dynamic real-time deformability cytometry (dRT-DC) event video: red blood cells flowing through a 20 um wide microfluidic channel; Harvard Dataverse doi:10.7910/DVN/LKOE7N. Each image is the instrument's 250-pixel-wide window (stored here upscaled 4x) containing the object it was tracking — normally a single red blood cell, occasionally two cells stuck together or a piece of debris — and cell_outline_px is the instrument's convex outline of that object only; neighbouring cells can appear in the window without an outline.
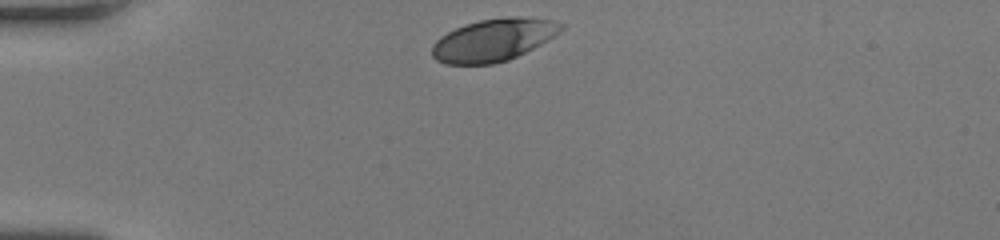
{"species": "human", "species_latin": "Homo sapiens", "temperature_condition": "room temperature", "stored_images_in_passage": 29, "camera_frame_rate_fps": 3000, "um_per_image_px": 0.085, "donor": {"sex": "female"}, "frame": {"image": 1, "passage_image": 1, "time_ms": 0.0, "image_size_px": [1000, 240], "cell_outline_px": [[564, 28], [560, 32], [548, 40], [508, 60], [492, 64], [444, 64], [436, 60], [432, 56], [432, 44], [440, 36], [464, 24], [480, 20], [508, 16], [520, 16], [552, 20], [564, 24]], "centroid_in_image_um": [41.93, 3.39], "position_along_channel_um": 43.1, "area_um2": 31.91}}
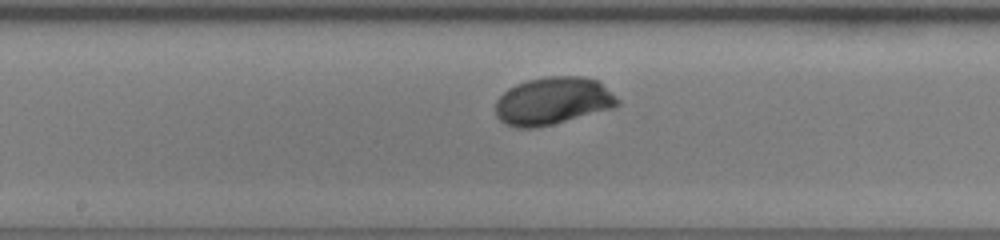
{"frame": {"image": 2, "passage_image": 15, "time_ms": 4.667, "image_size_px": [1000, 240], "cell_outline_px": [[620, 104], [612, 108], [552, 124], [532, 128], [516, 128], [504, 124], [496, 116], [496, 100], [508, 88], [516, 84], [528, 80], [548, 76], [584, 76], [596, 80], [612, 92], [620, 100]], "centroid_in_image_um": [46.97, 8.58], "position_along_channel_um": 201.2, "area_um2": 33.76}}
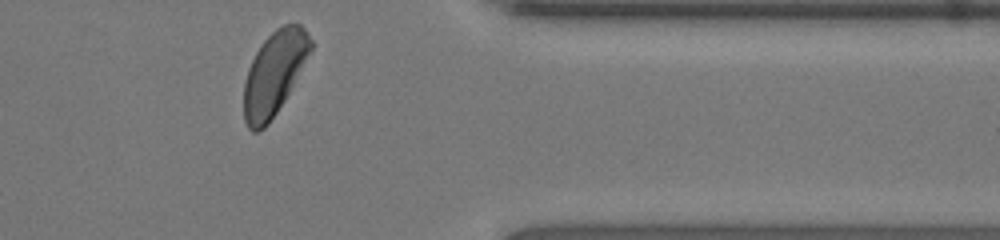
{"frame": {"image": 3, "passage_image": 29, "time_ms": 9.333, "image_size_px": [1000, 240], "cell_outline_px": [[312, 48], [284, 100], [268, 124], [264, 128], [256, 132], [252, 132], [248, 128], [244, 120], [244, 80], [248, 68], [256, 52], [264, 40], [276, 28], [284, 24], [300, 24], [304, 28], [312, 40]], "centroid_in_image_um": [23.28, 6.23], "position_along_channel_um": 388.1, "area_um2": 32.02}, "authors_computed_cell_mechanics": {"area_um2": 32.5414, "velocity_mm_per_s": 4.2432, "shape_relaxation_time_tau1_ms": 1.7671, "shape_relaxation_time_tau2_ms": null, "deformation_change_tau1": 0.1421, "deformation_change_tau2": null}}